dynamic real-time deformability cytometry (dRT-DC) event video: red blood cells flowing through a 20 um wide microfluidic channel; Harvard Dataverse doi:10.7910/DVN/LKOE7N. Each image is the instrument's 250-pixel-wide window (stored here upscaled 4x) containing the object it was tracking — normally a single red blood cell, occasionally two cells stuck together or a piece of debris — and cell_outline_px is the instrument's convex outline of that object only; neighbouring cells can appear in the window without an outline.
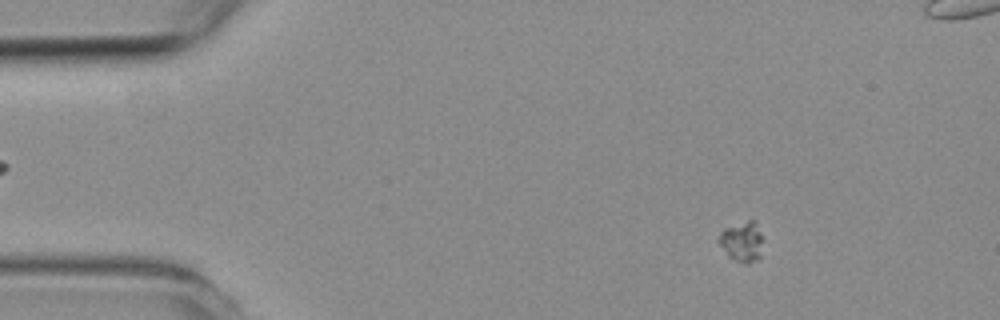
{"species": "common noctule bat (a hibernating species)", "species_latin": "Nyctalus noctula", "temperature_condition": "room temperature", "stored_images_in_passage": 5, "camera_frame_rate_fps": 3000, "um_per_image_px": 0.085, "animal": {"sex": "female", "body_mass_g": 19.3, "forearm_length_mm": 54.1}, "frame": {"image": 1, "passage_image": 2, "time_ms": 1.667, "image_size_px": [1000, 320], "cell_outline_px": [[760, 256], [756, 260], [748, 264], [736, 260], [728, 256], [716, 240], [720, 232], [724, 228], [748, 220], [752, 220], [756, 224], [760, 232]], "centroid_in_image_um": [63.01, 20.53], "position_along_channel_um": 22.0, "area_um2": 10.06}}